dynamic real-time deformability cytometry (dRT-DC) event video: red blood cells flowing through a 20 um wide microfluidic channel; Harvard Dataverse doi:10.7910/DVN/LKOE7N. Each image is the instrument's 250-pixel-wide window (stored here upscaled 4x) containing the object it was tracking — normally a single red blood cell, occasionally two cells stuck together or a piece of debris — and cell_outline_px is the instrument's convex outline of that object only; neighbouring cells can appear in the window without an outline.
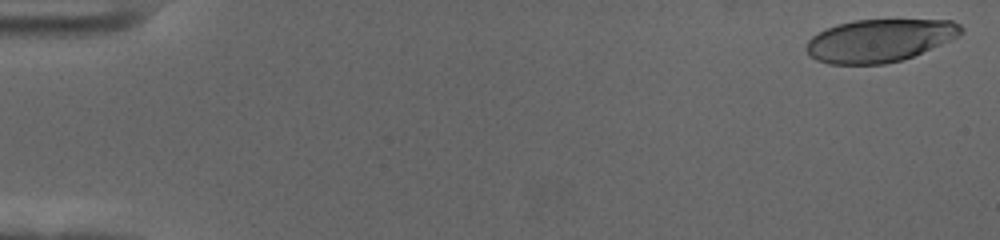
{"species": "human", "species_latin": "Homo sapiens", "temperature_condition": "cold", "stored_images_in_passage": 58, "camera_frame_rate_fps": 3000, "um_per_image_px": 0.085, "donor": {"sex": "female"}, "frame": {"image": 1, "passage_image": 2, "time_ms": 0.333, "image_size_px": [1000, 240], "cell_outline_px": [[964, 32], [940, 44], [912, 56], [900, 60], [884, 64], [828, 64], [816, 60], [804, 48], [808, 40], [812, 36], [836, 24], [856, 20], [952, 20], [960, 24], [964, 28]], "centroid_in_image_um": [74.73, 3.44], "position_along_channel_um": 10.3, "area_um2": 38.21}}
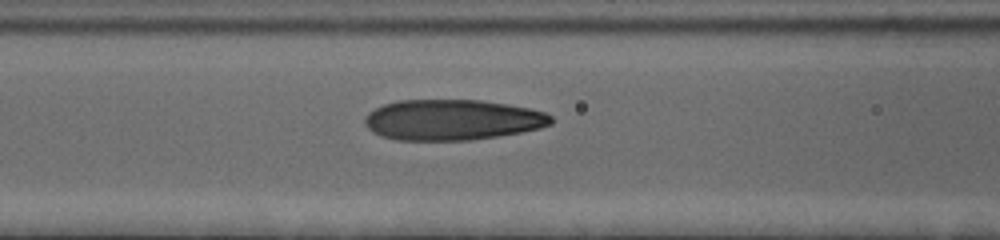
{"frame": {"image": 2, "passage_image": 25, "time_ms": 8.0, "image_size_px": [1000, 240], "cell_outline_px": [[552, 124], [540, 128], [520, 132], [496, 136], [468, 140], [396, 140], [380, 136], [372, 132], [364, 124], [364, 120], [368, 112], [384, 104], [396, 100], [480, 100], [508, 104], [528, 108], [544, 112], [552, 116]], "centroid_in_image_um": [38.41, 10.18], "position_along_channel_um": 128.2, "area_um2": 44.16}}
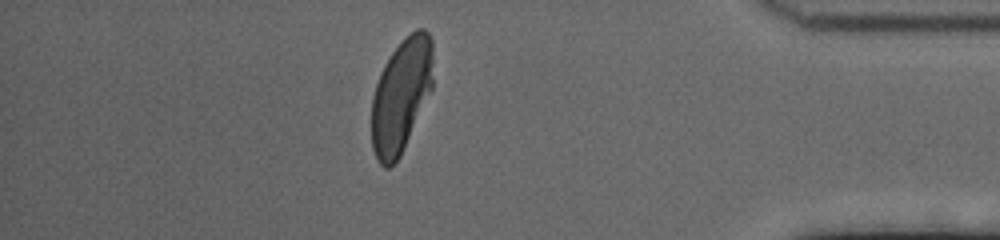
{"frame": {"image": 3, "passage_image": 51, "time_ms": 16.667, "image_size_px": [1000, 240], "cell_outline_px": [[432, 88], [404, 148], [400, 156], [388, 168], [384, 168], [380, 164], [372, 148], [372, 96], [380, 72], [384, 64], [392, 52], [416, 28], [424, 28], [428, 32], [432, 40]], "centroid_in_image_um": [34.09, 8.12], "position_along_channel_um": 401.1, "area_um2": 40.34}, "authors_computed_cell_mechanics": {"area_um2": 43.0899, "velocity_mm_per_s": 3.5352, "shape_relaxation_time_tau1_ms": 5.0517, "shape_relaxation_time_tau2_ms": 0.9493, "deformation_change_tau1": 0.2094, "deformation_change_tau2": 0.0785}}